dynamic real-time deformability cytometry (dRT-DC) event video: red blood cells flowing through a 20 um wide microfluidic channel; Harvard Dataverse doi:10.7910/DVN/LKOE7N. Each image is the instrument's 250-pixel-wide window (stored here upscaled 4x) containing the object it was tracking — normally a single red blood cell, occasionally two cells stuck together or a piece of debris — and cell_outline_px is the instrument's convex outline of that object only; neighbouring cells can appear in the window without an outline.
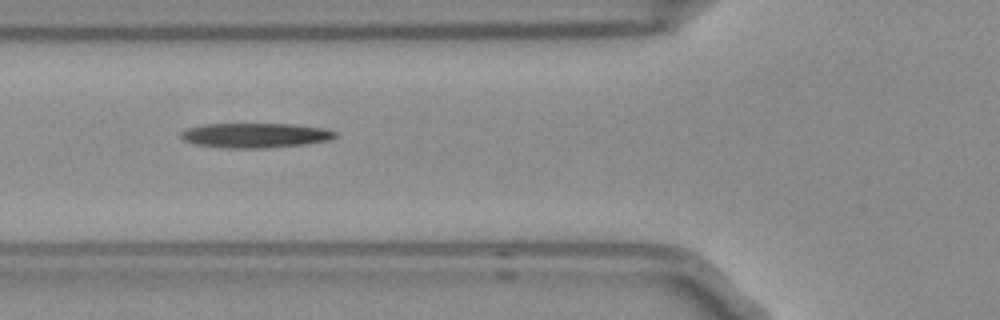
{"species": "Egyptian fruit bat (a non-hibernating species)", "species_latin": "Rousettus aegyptiacus", "temperature_condition": "room temperature", "stored_images_in_passage": 7, "camera_frame_rate_fps": 3000, "um_per_image_px": 0.085, "frame": {"image": 1, "passage_image": 5, "time_ms": 1.333, "image_size_px": [1000, 320], "cell_outline_px": [[336, 136], [328, 140], [304, 144], [268, 148], [224, 148], [196, 144], [184, 140], [180, 136], [180, 132], [188, 128], [204, 124], [296, 124], [324, 128], [336, 132]], "centroid_in_image_um": [21.69, 11.5], "position_along_channel_um": 104.1, "area_um2": 22.2}}